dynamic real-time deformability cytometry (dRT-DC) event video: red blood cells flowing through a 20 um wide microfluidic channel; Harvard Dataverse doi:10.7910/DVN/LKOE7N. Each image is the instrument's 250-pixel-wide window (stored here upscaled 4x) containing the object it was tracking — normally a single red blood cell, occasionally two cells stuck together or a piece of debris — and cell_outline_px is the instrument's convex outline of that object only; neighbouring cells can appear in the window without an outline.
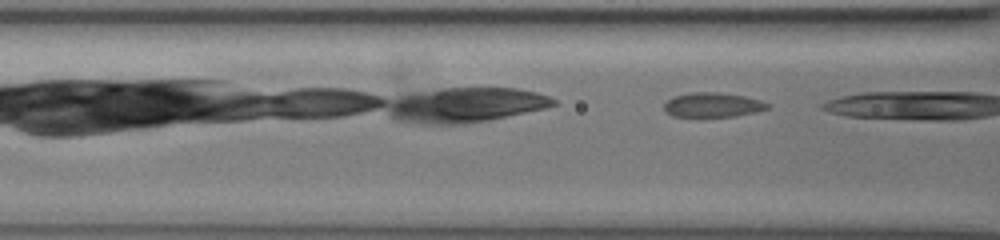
{"species": "common noctule bat (a hibernating species)", "species_latin": "Nyctalus noctula", "temperature_condition": "warm", "stored_images_in_passage": 9, "camera_frame_rate_fps": 3000, "um_per_image_px": 0.085, "animal": {"sex": "female", "body_mass_g": 19.5, "forearm_length_mm": 54.1}, "frame": {"image": 1, "passage_image": 8, "time_ms": 2.333, "image_size_px": [1000, 240], "cell_outline_px": [[768, 108], [756, 112], [736, 116], [672, 116], [664, 112], [664, 104], [672, 96], [688, 92], [716, 92], [744, 96], [760, 100], [768, 104]], "centroid_in_image_um": [60.53, 8.91], "position_along_channel_um": 106.1, "area_um2": 14.74}}